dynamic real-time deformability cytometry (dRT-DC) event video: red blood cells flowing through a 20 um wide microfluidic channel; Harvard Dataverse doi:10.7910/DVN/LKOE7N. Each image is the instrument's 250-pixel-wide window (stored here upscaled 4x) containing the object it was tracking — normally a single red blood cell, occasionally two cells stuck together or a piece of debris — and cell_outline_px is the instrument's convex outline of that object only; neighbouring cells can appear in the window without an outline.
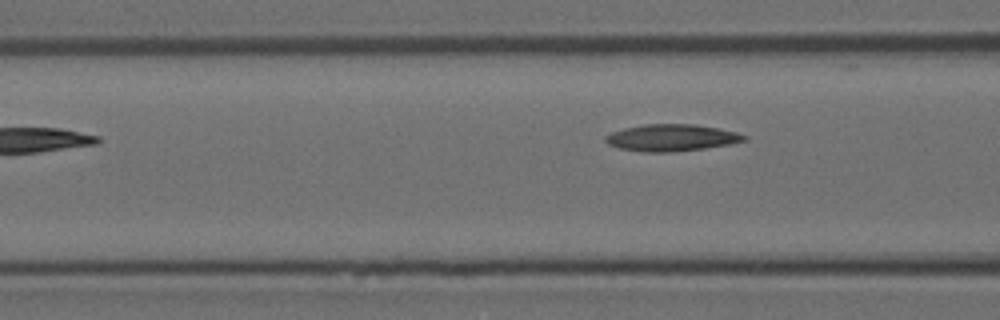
{"species": "Egyptian fruit bat (a non-hibernating species)", "species_latin": "Rousettus aegyptiacus", "temperature_condition": "room temperature", "stored_images_in_passage": 6, "camera_frame_rate_fps": 3000, "um_per_image_px": 0.085, "animal": {"sex": "female"}, "frame": {"image": 1, "passage_image": 6, "time_ms": 6.667, "image_size_px": [1000, 320], "cell_outline_px": [[748, 140], [728, 144], [704, 148], [672, 152], [644, 152], [620, 148], [608, 144], [604, 140], [604, 136], [612, 132], [624, 128], [644, 124], [696, 124], [720, 128], [736, 132], [748, 136]], "centroid_in_image_um": [57.09, 11.7], "position_along_channel_um": 109.5, "area_um2": 21.73}}